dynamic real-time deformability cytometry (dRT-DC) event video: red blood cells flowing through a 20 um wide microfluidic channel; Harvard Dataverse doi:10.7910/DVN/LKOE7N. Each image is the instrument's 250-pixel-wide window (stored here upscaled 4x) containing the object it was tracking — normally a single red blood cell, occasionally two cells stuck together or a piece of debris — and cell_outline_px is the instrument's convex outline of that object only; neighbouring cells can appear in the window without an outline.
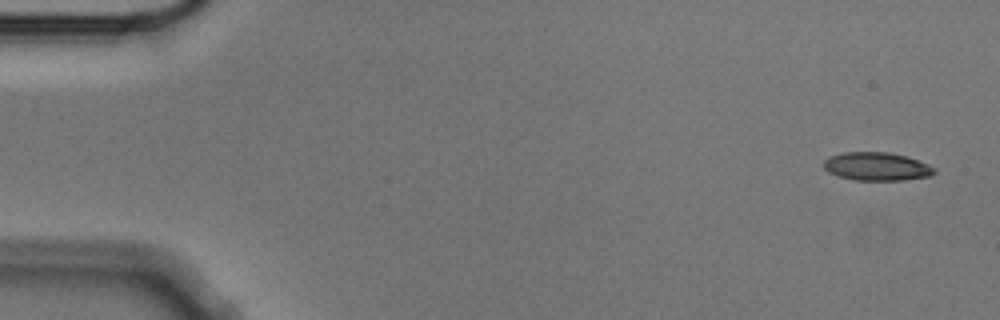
{"species": "Egyptian fruit bat (a non-hibernating species)", "species_latin": "Rousettus aegyptiacus", "temperature_condition": "cold", "stored_images_in_passage": 6, "camera_frame_rate_fps": 3000, "um_per_image_px": 0.085, "animal": {"sex": "male"}, "frame": {"image": 1, "passage_image": 1, "time_ms": 0.0, "image_size_px": [1000, 320], "cell_outline_px": [[936, 172], [932, 176], [904, 180], [856, 180], [840, 176], [828, 172], [824, 168], [824, 160], [828, 156], [844, 152], [888, 152], [908, 156], [928, 164], [936, 168]], "centroid_in_image_um": [74.56, 14.14], "position_along_channel_um": 10.4, "area_um2": 18.38}}
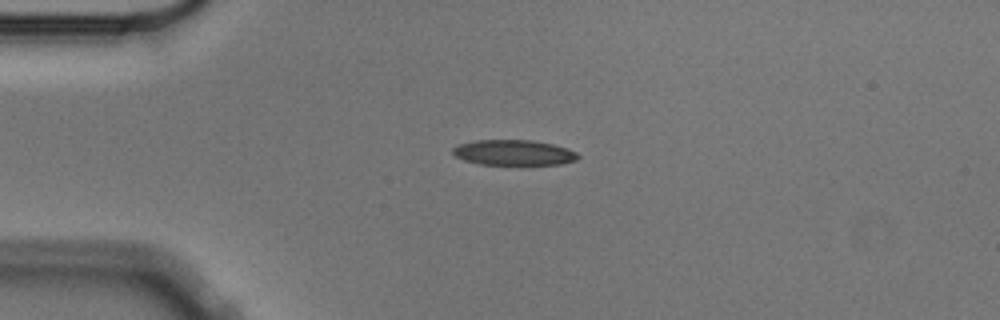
{"frame": {"image": 2, "passage_image": 4, "time_ms": 1.0, "image_size_px": [1000, 320], "cell_outline_px": [[580, 156], [576, 160], [560, 164], [480, 164], [464, 160], [456, 156], [452, 152], [452, 148], [456, 144], [476, 140], [532, 140], [552, 144], [576, 152]], "centroid_in_image_um": [43.62, 12.96], "position_along_channel_um": 41.4, "area_um2": 18.38}}
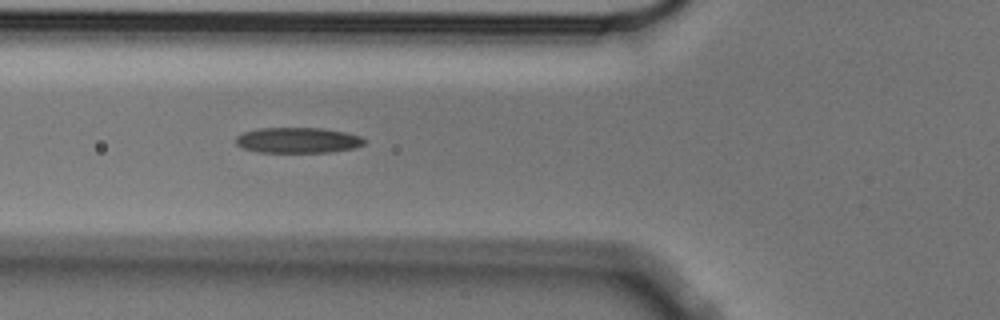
{"frame": {"image": 3, "passage_image": 6, "time_ms": 1.667, "image_size_px": [1000, 320], "cell_outline_px": [[364, 144], [356, 148], [332, 152], [256, 152], [244, 148], [236, 144], [236, 136], [244, 132], [256, 128], [324, 128], [344, 132], [360, 136], [364, 140]], "centroid_in_image_um": [25.31, 11.92], "position_along_channel_um": 100.5, "area_um2": 19.19}}